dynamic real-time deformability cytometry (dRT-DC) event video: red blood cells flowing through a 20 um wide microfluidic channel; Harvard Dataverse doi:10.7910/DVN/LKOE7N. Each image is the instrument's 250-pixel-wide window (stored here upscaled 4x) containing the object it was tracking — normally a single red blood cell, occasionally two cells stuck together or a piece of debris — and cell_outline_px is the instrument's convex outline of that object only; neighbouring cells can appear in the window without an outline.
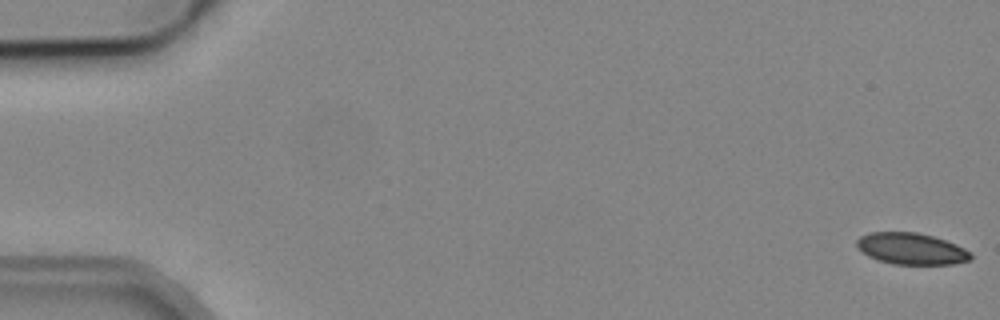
{"species": "common noctule bat (a hibernating species)", "species_latin": "Nyctalus noctula", "temperature_condition": "cold", "stored_images_in_passage": 8, "camera_frame_rate_fps": 3000, "um_per_image_px": 0.085, "animal": {"sex": "male", "body_mass_g": 19.2, "forearm_length_mm": 51.8}, "frame": {"image": 1, "passage_image": 1, "time_ms": 0.0, "image_size_px": [1000, 320], "cell_outline_px": [[972, 260], [952, 264], [892, 264], [876, 260], [868, 256], [856, 244], [856, 240], [860, 236], [868, 232], [916, 232], [932, 236], [956, 244], [972, 252]], "centroid_in_image_um": [77.47, 21.14], "position_along_channel_um": 7.5, "area_um2": 20.98}}
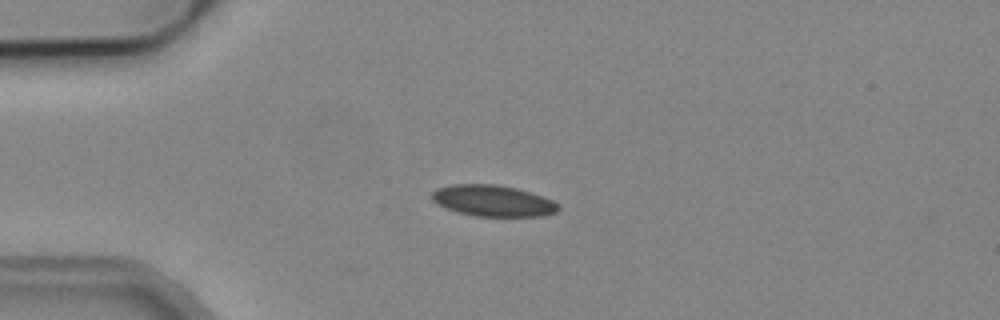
{"frame": {"image": 2, "passage_image": 4, "time_ms": 4.333, "image_size_px": [1000, 320], "cell_outline_px": [[560, 208], [556, 212], [544, 216], [476, 216], [460, 212], [448, 208], [432, 200], [432, 192], [436, 188], [452, 184], [496, 184], [516, 188], [552, 200]], "centroid_in_image_um": [41.9, 17.06], "position_along_channel_um": 43.1, "area_um2": 22.66}}
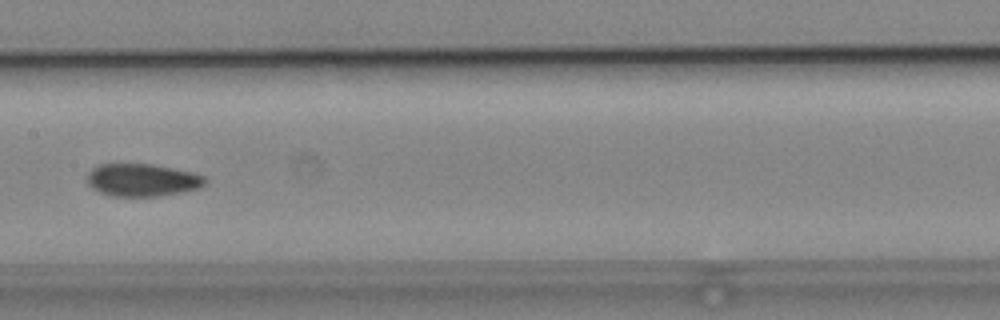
{"frame": {"image": 3, "passage_image": 8, "time_ms": 9.0, "image_size_px": [1000, 320], "cell_outline_px": [[204, 184], [200, 188], [160, 196], [112, 196], [100, 192], [92, 188], [88, 184], [88, 172], [92, 168], [100, 164], [152, 164], [192, 172], [204, 176]], "centroid_in_image_um": [12.07, 15.3], "position_along_channel_um": 195.3, "area_um2": 22.25}}